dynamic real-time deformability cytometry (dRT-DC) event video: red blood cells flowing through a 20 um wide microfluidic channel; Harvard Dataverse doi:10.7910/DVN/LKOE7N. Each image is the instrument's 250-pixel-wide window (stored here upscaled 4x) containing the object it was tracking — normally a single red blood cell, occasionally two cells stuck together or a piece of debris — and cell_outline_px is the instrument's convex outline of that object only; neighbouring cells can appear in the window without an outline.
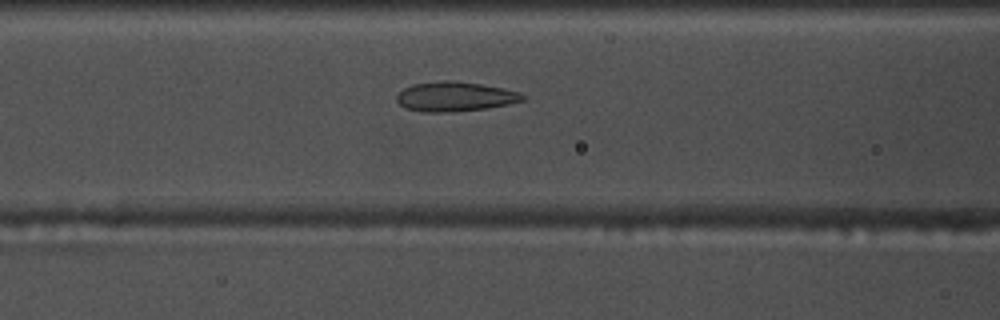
{"species": "common noctule bat (a hibernating species)", "species_latin": "Nyctalus noctula", "temperature_condition": "warm", "stored_images_in_passage": 55, "camera_frame_rate_fps": 3000, "um_per_image_px": 0.085, "animal": {"sex": "male", "body_mass_g": 17.5, "forearm_length_mm": 52.3}, "frame": {"image": 1, "passage_image": 22, "time_ms": 7.0, "image_size_px": [1000, 320], "cell_outline_px": [[524, 100], [508, 104], [488, 108], [452, 112], [420, 112], [404, 108], [396, 100], [396, 96], [404, 88], [412, 84], [440, 80], [452, 80], [480, 84], [504, 88], [520, 92], [524, 96]], "centroid_in_image_um": [38.65, 8.21], "position_along_channel_um": 128.0, "area_um2": 21.91}}
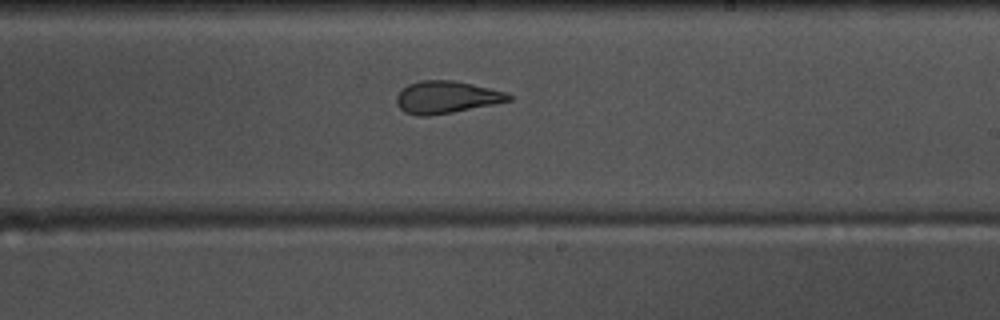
{"frame": {"image": 2, "passage_image": 32, "time_ms": 10.333, "image_size_px": [1000, 320], "cell_outline_px": [[516, 96], [512, 100], [452, 112], [428, 116], [420, 116], [404, 112], [396, 104], [396, 96], [408, 84], [420, 80], [456, 80], [508, 92]], "centroid_in_image_um": [37.98, 8.25], "position_along_channel_um": 251.0, "area_um2": 21.21}}
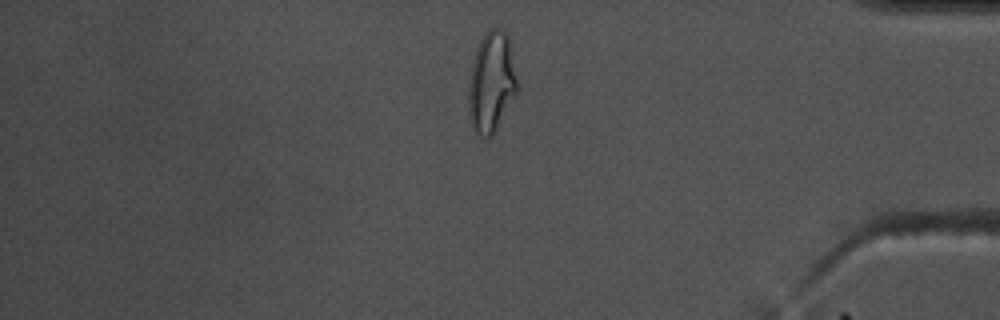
{"frame": {"image": 3, "passage_image": 46, "time_ms": 15.0, "image_size_px": [1000, 320], "cell_outline_px": [[520, 88], [492, 136], [480, 136], [472, 128], [468, 108], [468, 88], [472, 60], [476, 48], [484, 32], [488, 28], [496, 28], [504, 32], [508, 36]], "centroid_in_image_um": [41.78, 6.97], "position_along_channel_um": 393.4, "area_um2": 28.9}, "authors_computed_cell_mechanics": {"area_um2": 23.987, "velocity_mm_per_s": 3.7064, "shape_relaxation_time_tau1_ms": null, "shape_relaxation_time_tau2_ms": 1.7084, "deformation_change_tau1": null, "deformation_change_tau2": 0.0919}}